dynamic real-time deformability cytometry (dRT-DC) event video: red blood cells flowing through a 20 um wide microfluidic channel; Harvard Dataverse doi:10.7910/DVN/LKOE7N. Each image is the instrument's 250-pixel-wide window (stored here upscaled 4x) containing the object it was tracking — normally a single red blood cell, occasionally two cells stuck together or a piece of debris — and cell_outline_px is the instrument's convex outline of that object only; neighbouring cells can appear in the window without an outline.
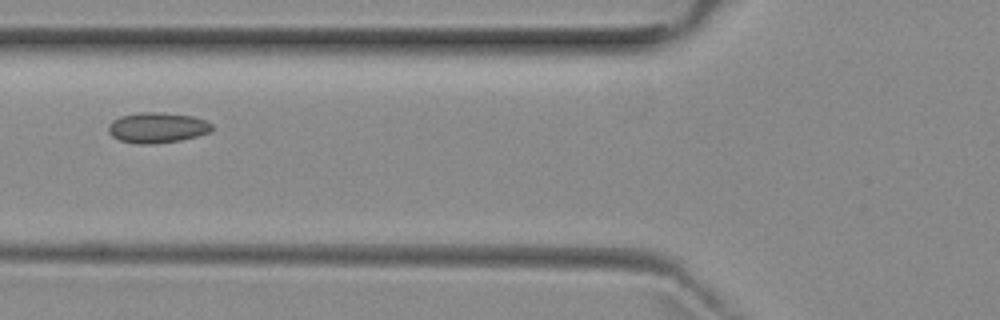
{"species": "common noctule bat (a hibernating species)", "species_latin": "Nyctalus noctula", "temperature_condition": "room temperature", "stored_images_in_passage": 6, "camera_frame_rate_fps": 3000, "um_per_image_px": 0.085, "animal": {"sex": "female", "body_mass_g": 29.2, "forearm_length_mm": 56.3}, "frame": {"image": 1, "passage_image": 5, "time_ms": 6.0, "image_size_px": [1000, 320], "cell_outline_px": [[212, 132], [180, 140], [152, 144], [136, 144], [120, 140], [112, 136], [108, 132], [108, 124], [112, 120], [120, 116], [140, 112], [160, 112], [192, 116], [204, 120], [212, 124]], "centroid_in_image_um": [13.34, 10.85], "position_along_channel_um": 112.5, "area_um2": 18.44}}
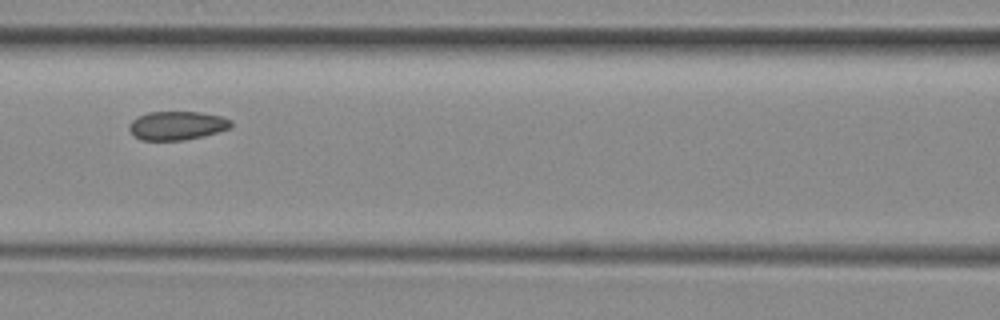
{"frame": {"image": 2, "passage_image": 6, "time_ms": 7.0, "image_size_px": [1000, 320], "cell_outline_px": [[232, 124], [228, 128], [204, 136], [184, 140], [140, 140], [128, 128], [128, 124], [132, 120], [148, 112], [200, 112], [224, 116], [232, 120]], "centroid_in_image_um": [15.06, 10.66], "position_along_channel_um": 151.5, "area_um2": 16.99}}